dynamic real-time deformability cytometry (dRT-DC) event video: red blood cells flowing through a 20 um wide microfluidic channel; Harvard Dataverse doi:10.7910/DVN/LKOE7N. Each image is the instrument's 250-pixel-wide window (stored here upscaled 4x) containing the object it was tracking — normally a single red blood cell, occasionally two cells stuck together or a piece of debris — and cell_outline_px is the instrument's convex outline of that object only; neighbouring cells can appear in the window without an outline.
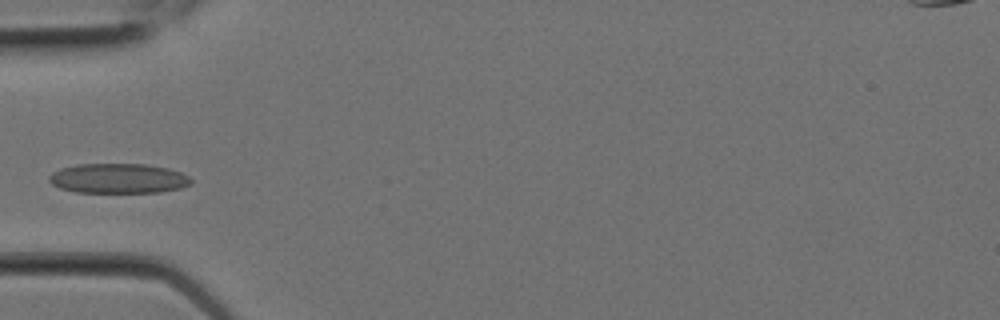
{"species": "Egyptian fruit bat (a non-hibernating species)", "species_latin": "Rousettus aegyptiacus", "temperature_condition": "room temperature", "stored_images_in_passage": 8, "camera_frame_rate_fps": 3000, "um_per_image_px": 0.085, "animal": {"sex": "female"}, "frame": {"image": 1, "passage_image": 6, "time_ms": 1.667, "image_size_px": [1000, 320], "cell_outline_px": [[192, 184], [180, 188], [160, 192], [76, 192], [60, 188], [52, 184], [48, 180], [48, 176], [52, 172], [60, 168], [76, 164], [144, 164], [168, 168], [180, 172], [188, 176], [192, 180]], "centroid_in_image_um": [10.04, 15.16], "position_along_channel_um": 75.0, "area_um2": 24.74}}
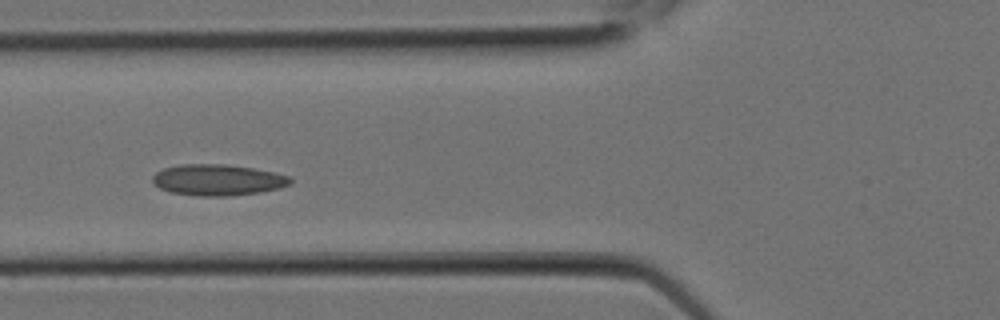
{"frame": {"image": 2, "passage_image": 7, "time_ms": 2.0, "image_size_px": [1000, 320], "cell_outline_px": [[292, 180], [288, 184], [280, 188], [260, 192], [228, 196], [200, 196], [168, 192], [160, 188], [152, 180], [152, 176], [156, 172], [164, 168], [180, 164], [224, 164], [252, 168], [272, 172], [288, 176]], "centroid_in_image_um": [18.47, 15.29], "position_along_channel_um": 107.3, "area_um2": 24.85}}
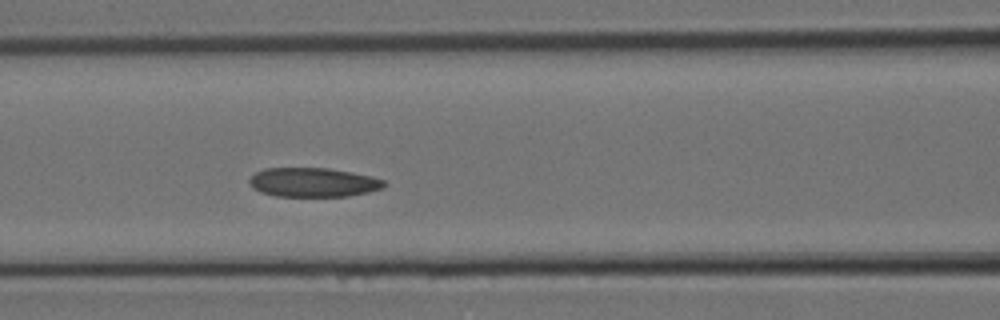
{"frame": {"image": 3, "passage_image": 8, "time_ms": 2.333, "image_size_px": [1000, 320], "cell_outline_px": [[388, 184], [384, 188], [368, 192], [348, 196], [276, 196], [260, 192], [252, 188], [248, 184], [248, 180], [256, 172], [264, 168], [328, 168], [352, 172], [372, 176], [384, 180]], "centroid_in_image_um": [26.63, 15.5], "position_along_channel_um": 140.0, "area_um2": 23.12}}